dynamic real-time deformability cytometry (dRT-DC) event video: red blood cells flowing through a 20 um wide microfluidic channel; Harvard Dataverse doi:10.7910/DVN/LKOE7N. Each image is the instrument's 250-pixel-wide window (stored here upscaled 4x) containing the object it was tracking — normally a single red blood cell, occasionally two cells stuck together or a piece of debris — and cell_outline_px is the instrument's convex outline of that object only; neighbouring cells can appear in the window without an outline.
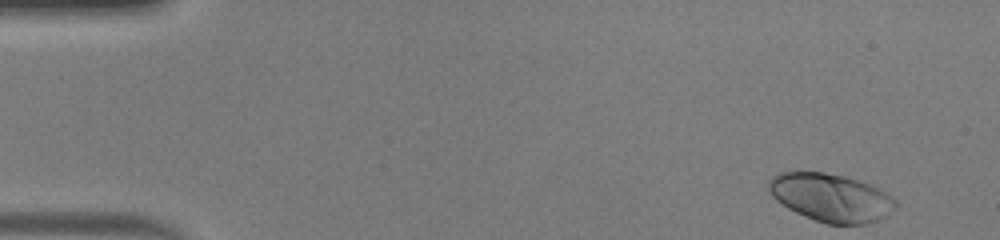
{"species": "human", "species_latin": "Homo sapiens", "temperature_condition": "warm", "stored_images_in_passage": 48, "camera_frame_rate_fps": 3000, "um_per_image_px": 0.085, "donor": {"sex": "male"}, "frame": {"image": 1, "passage_image": 1, "time_ms": 0.0, "image_size_px": [1000, 240], "cell_outline_px": [[896, 208], [884, 216], [876, 220], [864, 224], [828, 224], [804, 216], [788, 208], [776, 200], [768, 192], [768, 180], [772, 176], [780, 172], [824, 172], [844, 176], [868, 184], [892, 196], [896, 200]], "centroid_in_image_um": [70.59, 16.79], "position_along_channel_um": 14.4, "area_um2": 35.26}}
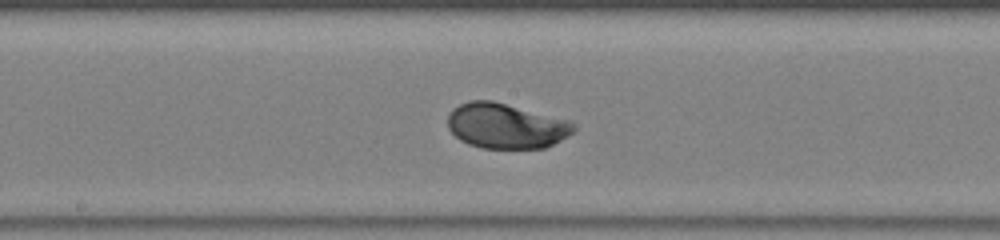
{"frame": {"image": 2, "passage_image": 24, "time_ms": 7.667, "image_size_px": [1000, 240], "cell_outline_px": [[576, 128], [568, 136], [544, 148], [480, 148], [468, 144], [460, 140], [448, 128], [448, 112], [452, 108], [468, 100], [492, 100], [572, 120], [576, 124]], "centroid_in_image_um": [43.01, 10.68], "position_along_channel_um": 205.2, "area_um2": 33.52}}
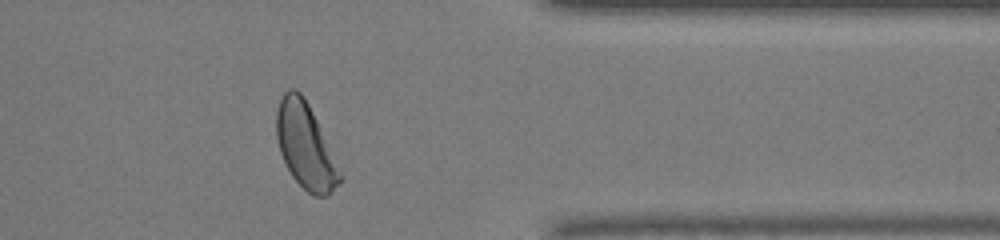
{"frame": {"image": 3, "passage_image": 38, "time_ms": 12.333, "image_size_px": [1000, 240], "cell_outline_px": [[344, 176], [340, 184], [328, 196], [316, 196], [308, 192], [292, 176], [280, 152], [276, 136], [276, 112], [280, 100], [284, 92], [288, 88], [296, 88], [304, 96]], "centroid_in_image_um": [25.97, 12.41], "position_along_channel_um": 385.4, "area_um2": 31.39}, "authors_computed_cell_mechanics": {"area_um2": 33.5529, "velocity_mm_per_s": 4.139, "shape_relaxation_time_tau1_ms": 2.4128, "shape_relaxation_time_tau2_ms": null, "deformation_change_tau1": 0.1632, "deformation_change_tau2": null}}